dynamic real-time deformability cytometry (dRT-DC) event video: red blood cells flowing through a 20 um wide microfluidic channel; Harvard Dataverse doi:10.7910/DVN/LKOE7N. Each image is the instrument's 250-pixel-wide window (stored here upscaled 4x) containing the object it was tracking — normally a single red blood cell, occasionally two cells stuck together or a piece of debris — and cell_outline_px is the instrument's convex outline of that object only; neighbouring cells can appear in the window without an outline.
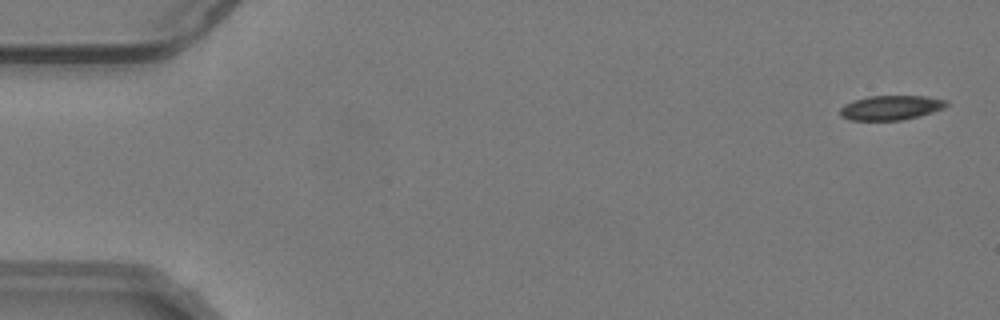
{"species": "common noctule bat (a hibernating species)", "species_latin": "Nyctalus noctula", "temperature_condition": "warm", "stored_images_in_passage": 55, "camera_frame_rate_fps": 3000, "um_per_image_px": 0.085, "animal": {"sex": "male", "body_mass_g": 19.2, "forearm_length_mm": 51.8}, "frame": {"image": 1, "passage_image": 2, "time_ms": 0.333, "image_size_px": [1000, 320], "cell_outline_px": [[948, 104], [944, 108], [920, 116], [900, 120], [848, 120], [840, 116], [840, 108], [844, 104], [852, 100], [868, 96], [924, 96], [948, 100]], "centroid_in_image_um": [75.7, 9.15], "position_along_channel_um": 9.3, "area_um2": 15.32}}
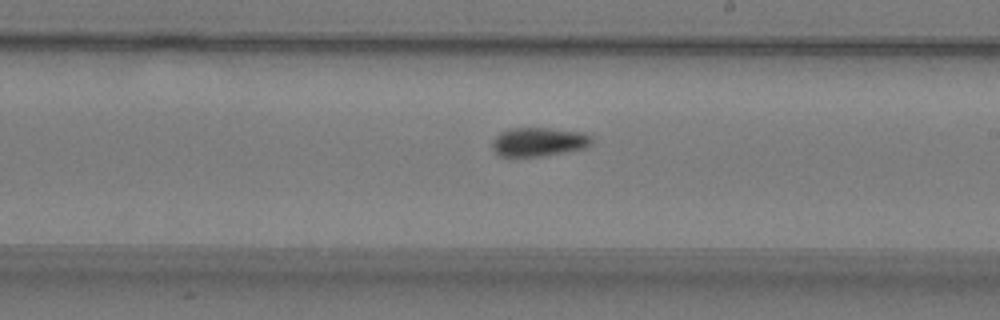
{"frame": {"image": 2, "passage_image": 32, "time_ms": 10.333, "image_size_px": [1000, 320], "cell_outline_px": [[592, 140], [584, 148], [544, 156], [500, 156], [492, 148], [492, 140], [500, 132], [512, 128], [544, 128], [580, 132], [592, 136]], "centroid_in_image_um": [45.74, 12.06], "position_along_channel_um": 243.3, "area_um2": 16.47}}
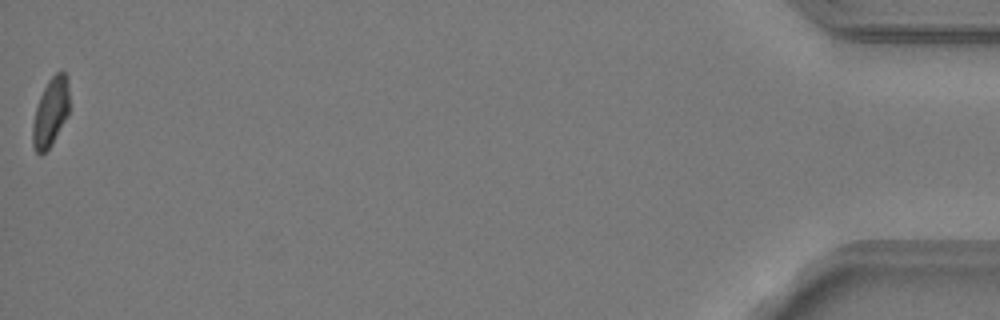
{"frame": {"image": 3, "passage_image": 55, "time_ms": 18.0, "image_size_px": [1000, 320], "cell_outline_px": [[68, 116], [52, 144], [40, 156], [36, 152], [32, 144], [32, 124], [36, 108], [40, 96], [48, 80], [60, 68], [68, 76]], "centroid_in_image_um": [4.3, 9.53], "position_along_channel_um": 430.9, "area_um2": 14.8}, "authors_computed_cell_mechanics": {"area_um2": 16.0684, "velocity_mm_per_s": 3.7743, "shape_relaxation_time_tau1_ms": 4.4107, "shape_relaxation_time_tau2_ms": null, "deformation_change_tau1": 0.1159, "deformation_change_tau2": null}}